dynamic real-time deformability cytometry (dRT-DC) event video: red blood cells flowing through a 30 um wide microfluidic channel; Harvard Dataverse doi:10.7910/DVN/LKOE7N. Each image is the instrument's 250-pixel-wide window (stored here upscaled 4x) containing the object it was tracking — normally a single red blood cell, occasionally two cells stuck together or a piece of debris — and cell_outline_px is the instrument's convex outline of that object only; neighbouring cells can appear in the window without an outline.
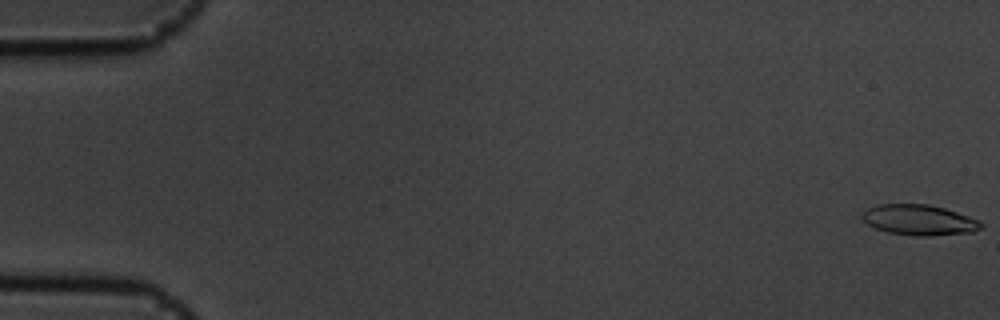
{"species": "common noctule bat (a hibernating species)", "species_latin": "Nyctalus noctula", "temperature_condition": "cold", "stored_images_in_passage": 32, "camera_frame_rate_fps": 3000, "um_per_image_px": 0.085, "animal": {"sex": "male", "body_mass_g": 19.5, "forearm_length_mm": 54.6}, "frame": {"image": 1, "passage_image": 1, "time_ms": 0.0, "image_size_px": [1000, 320], "cell_outline_px": [[984, 228], [972, 232], [928, 236], [916, 236], [888, 232], [876, 228], [868, 224], [860, 216], [868, 208], [876, 204], [928, 204], [944, 208], [980, 220], [984, 224]], "centroid_in_image_um": [78.16, 18.7], "position_along_channel_um": 6.8, "area_um2": 21.15}}
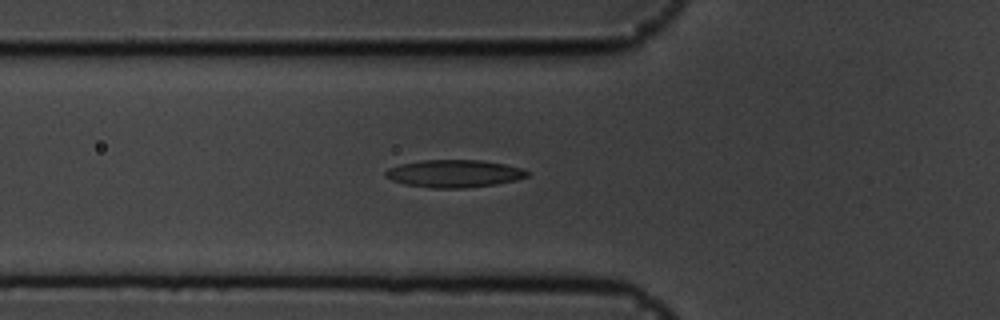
{"frame": {"image": 2, "passage_image": 20, "time_ms": 6.333, "image_size_px": [1000, 320], "cell_outline_px": [[528, 176], [516, 180], [496, 184], [464, 188], [432, 188], [404, 184], [392, 180], [384, 176], [384, 172], [388, 168], [400, 164], [424, 160], [480, 160], [504, 164], [524, 168], [528, 172]], "centroid_in_image_um": [38.6, 14.75], "position_along_channel_um": 87.2, "area_um2": 22.77}}
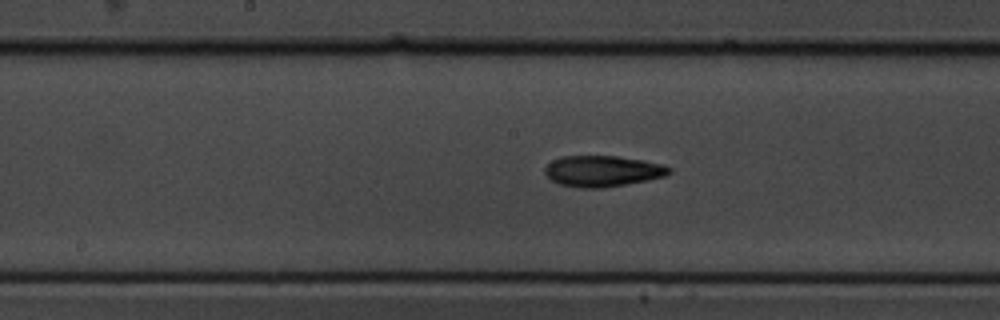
{"frame": {"image": 3, "passage_image": 29, "time_ms": 9.333, "image_size_px": [1000, 320], "cell_outline_px": [[672, 172], [664, 176], [648, 180], [604, 188], [580, 188], [560, 184], [552, 180], [544, 172], [544, 168], [552, 160], [560, 156], [616, 156], [644, 160], [660, 164], [672, 168]], "centroid_in_image_um": [51.21, 14.54], "position_along_channel_um": 197.0, "area_um2": 22.48}}